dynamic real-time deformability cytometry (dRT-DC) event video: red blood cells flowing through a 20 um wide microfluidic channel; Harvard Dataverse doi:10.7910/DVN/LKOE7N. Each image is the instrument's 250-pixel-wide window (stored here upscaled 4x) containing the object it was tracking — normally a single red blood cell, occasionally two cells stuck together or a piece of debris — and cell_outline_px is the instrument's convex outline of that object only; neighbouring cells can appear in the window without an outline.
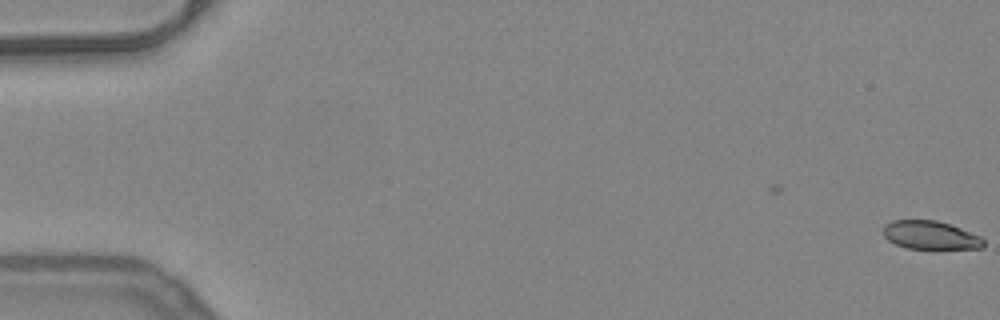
{"species": "common noctule bat (a hibernating species)", "species_latin": "Nyctalus noctula", "temperature_condition": "warm", "stored_images_in_passage": 42, "camera_frame_rate_fps": 3000, "um_per_image_px": 0.085, "animal": {"sex": "female", "body_mass_g": 24.6, "forearm_length_mm": 56.2}, "frame": {"image": 1, "passage_image": 1, "time_ms": 0.0, "image_size_px": [1000, 320], "cell_outline_px": [[984, 248], [908, 248], [896, 244], [888, 240], [880, 232], [884, 224], [892, 220], [936, 220], [960, 228], [980, 236], [984, 240]], "centroid_in_image_um": [79.03, 19.97], "position_along_channel_um": 6.0, "area_um2": 16.53}}
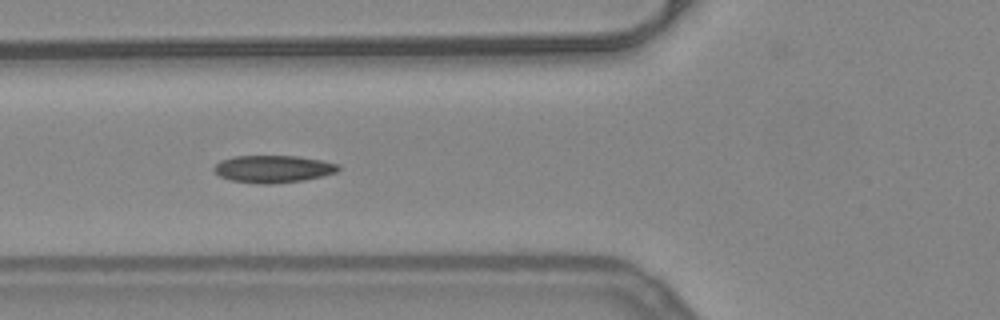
{"frame": {"image": 2, "passage_image": 21, "time_ms": 6.667, "image_size_px": [1000, 320], "cell_outline_px": [[340, 168], [336, 172], [304, 180], [272, 184], [264, 184], [232, 180], [220, 176], [212, 168], [220, 160], [236, 156], [296, 156], [320, 160], [340, 164]], "centroid_in_image_um": [23.22, 14.35], "position_along_channel_um": 102.6, "area_um2": 19.59}}
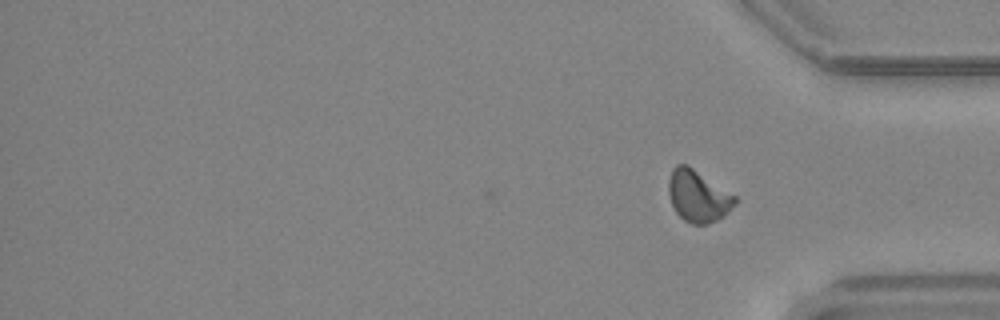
{"frame": {"image": 3, "passage_image": 42, "time_ms": 13.667, "image_size_px": [1000, 320], "cell_outline_px": [[736, 204], [724, 216], [708, 224], [692, 224], [684, 220], [676, 212], [672, 204], [668, 192], [668, 180], [672, 168], [676, 164], [688, 164], [736, 196]], "centroid_in_image_um": [59.32, 16.65], "position_along_channel_um": 375.9, "area_um2": 20.11}, "authors_computed_cell_mechanics": {"area_um2": 18.9873, "velocity_mm_per_s": 3.9665, "shape_relaxation_time_tau1_ms": null, "shape_relaxation_time_tau2_ms": 1.3321, "deformation_change_tau1": null, "deformation_change_tau2": 0.065}}